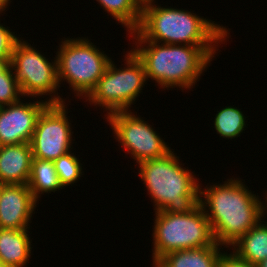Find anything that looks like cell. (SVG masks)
I'll list each match as a JSON object with an SVG mask.
<instances>
[{
    "label": "cell",
    "instance_id": "obj_22",
    "mask_svg": "<svg viewBox=\"0 0 267 267\" xmlns=\"http://www.w3.org/2000/svg\"><path fill=\"white\" fill-rule=\"evenodd\" d=\"M2 14V11H0ZM0 23V58H12V53L16 43L21 39L11 32L10 27H5Z\"/></svg>",
    "mask_w": 267,
    "mask_h": 267
},
{
    "label": "cell",
    "instance_id": "obj_10",
    "mask_svg": "<svg viewBox=\"0 0 267 267\" xmlns=\"http://www.w3.org/2000/svg\"><path fill=\"white\" fill-rule=\"evenodd\" d=\"M66 106L49 104L40 114L30 141L33 158L55 161L73 149L75 139Z\"/></svg>",
    "mask_w": 267,
    "mask_h": 267
},
{
    "label": "cell",
    "instance_id": "obj_19",
    "mask_svg": "<svg viewBox=\"0 0 267 267\" xmlns=\"http://www.w3.org/2000/svg\"><path fill=\"white\" fill-rule=\"evenodd\" d=\"M214 118V128L220 137L226 139H234L241 135L246 128L247 121L243 112L232 106H226Z\"/></svg>",
    "mask_w": 267,
    "mask_h": 267
},
{
    "label": "cell",
    "instance_id": "obj_24",
    "mask_svg": "<svg viewBox=\"0 0 267 267\" xmlns=\"http://www.w3.org/2000/svg\"><path fill=\"white\" fill-rule=\"evenodd\" d=\"M134 4L142 11L144 8L153 5L154 0H132Z\"/></svg>",
    "mask_w": 267,
    "mask_h": 267
},
{
    "label": "cell",
    "instance_id": "obj_5",
    "mask_svg": "<svg viewBox=\"0 0 267 267\" xmlns=\"http://www.w3.org/2000/svg\"><path fill=\"white\" fill-rule=\"evenodd\" d=\"M154 219L153 266L170 252L213 246L216 243L210 222L200 204L187 213L155 211Z\"/></svg>",
    "mask_w": 267,
    "mask_h": 267
},
{
    "label": "cell",
    "instance_id": "obj_1",
    "mask_svg": "<svg viewBox=\"0 0 267 267\" xmlns=\"http://www.w3.org/2000/svg\"><path fill=\"white\" fill-rule=\"evenodd\" d=\"M238 178L224 184L200 186L199 204L208 218L217 244L229 248L264 216V202Z\"/></svg>",
    "mask_w": 267,
    "mask_h": 267
},
{
    "label": "cell",
    "instance_id": "obj_29",
    "mask_svg": "<svg viewBox=\"0 0 267 267\" xmlns=\"http://www.w3.org/2000/svg\"><path fill=\"white\" fill-rule=\"evenodd\" d=\"M4 185H5V183L0 181V195H1V192H2V190L4 188Z\"/></svg>",
    "mask_w": 267,
    "mask_h": 267
},
{
    "label": "cell",
    "instance_id": "obj_7",
    "mask_svg": "<svg viewBox=\"0 0 267 267\" xmlns=\"http://www.w3.org/2000/svg\"><path fill=\"white\" fill-rule=\"evenodd\" d=\"M124 58V68H117L115 62L110 61L95 88L85 98V102L88 101L90 105L105 109V117L117 111H128L146 86L142 61L132 50L127 51Z\"/></svg>",
    "mask_w": 267,
    "mask_h": 267
},
{
    "label": "cell",
    "instance_id": "obj_13",
    "mask_svg": "<svg viewBox=\"0 0 267 267\" xmlns=\"http://www.w3.org/2000/svg\"><path fill=\"white\" fill-rule=\"evenodd\" d=\"M32 158L30 143L0 146V181L28 184Z\"/></svg>",
    "mask_w": 267,
    "mask_h": 267
},
{
    "label": "cell",
    "instance_id": "obj_23",
    "mask_svg": "<svg viewBox=\"0 0 267 267\" xmlns=\"http://www.w3.org/2000/svg\"><path fill=\"white\" fill-rule=\"evenodd\" d=\"M227 251H222L217 267H256V265L239 258L233 251L229 254Z\"/></svg>",
    "mask_w": 267,
    "mask_h": 267
},
{
    "label": "cell",
    "instance_id": "obj_4",
    "mask_svg": "<svg viewBox=\"0 0 267 267\" xmlns=\"http://www.w3.org/2000/svg\"><path fill=\"white\" fill-rule=\"evenodd\" d=\"M182 165L174 150L138 163V175L154 202V211L187 213L199 205L201 183L194 171Z\"/></svg>",
    "mask_w": 267,
    "mask_h": 267
},
{
    "label": "cell",
    "instance_id": "obj_6",
    "mask_svg": "<svg viewBox=\"0 0 267 267\" xmlns=\"http://www.w3.org/2000/svg\"><path fill=\"white\" fill-rule=\"evenodd\" d=\"M57 70L59 85L67 82L77 99L86 98L103 76L112 58L88 37L64 38L59 43Z\"/></svg>",
    "mask_w": 267,
    "mask_h": 267
},
{
    "label": "cell",
    "instance_id": "obj_20",
    "mask_svg": "<svg viewBox=\"0 0 267 267\" xmlns=\"http://www.w3.org/2000/svg\"><path fill=\"white\" fill-rule=\"evenodd\" d=\"M71 152L60 156L54 161L60 184L64 189L67 186H72L75 182L77 183V180L84 173L81 160Z\"/></svg>",
    "mask_w": 267,
    "mask_h": 267
},
{
    "label": "cell",
    "instance_id": "obj_11",
    "mask_svg": "<svg viewBox=\"0 0 267 267\" xmlns=\"http://www.w3.org/2000/svg\"><path fill=\"white\" fill-rule=\"evenodd\" d=\"M48 101L16 103L0 107V146L30 143L37 120Z\"/></svg>",
    "mask_w": 267,
    "mask_h": 267
},
{
    "label": "cell",
    "instance_id": "obj_12",
    "mask_svg": "<svg viewBox=\"0 0 267 267\" xmlns=\"http://www.w3.org/2000/svg\"><path fill=\"white\" fill-rule=\"evenodd\" d=\"M37 202L28 184H5L0 195V228L29 229Z\"/></svg>",
    "mask_w": 267,
    "mask_h": 267
},
{
    "label": "cell",
    "instance_id": "obj_28",
    "mask_svg": "<svg viewBox=\"0 0 267 267\" xmlns=\"http://www.w3.org/2000/svg\"><path fill=\"white\" fill-rule=\"evenodd\" d=\"M256 267H267V258L256 265Z\"/></svg>",
    "mask_w": 267,
    "mask_h": 267
},
{
    "label": "cell",
    "instance_id": "obj_17",
    "mask_svg": "<svg viewBox=\"0 0 267 267\" xmlns=\"http://www.w3.org/2000/svg\"><path fill=\"white\" fill-rule=\"evenodd\" d=\"M28 187L37 201L41 194L64 189L60 184L54 161L32 158Z\"/></svg>",
    "mask_w": 267,
    "mask_h": 267
},
{
    "label": "cell",
    "instance_id": "obj_9",
    "mask_svg": "<svg viewBox=\"0 0 267 267\" xmlns=\"http://www.w3.org/2000/svg\"><path fill=\"white\" fill-rule=\"evenodd\" d=\"M130 110L109 114L106 121L113 131V136L138 163L155 159L170 152L171 147L159 133L145 120Z\"/></svg>",
    "mask_w": 267,
    "mask_h": 267
},
{
    "label": "cell",
    "instance_id": "obj_18",
    "mask_svg": "<svg viewBox=\"0 0 267 267\" xmlns=\"http://www.w3.org/2000/svg\"><path fill=\"white\" fill-rule=\"evenodd\" d=\"M105 12L126 27L127 33L135 31L141 20V10L132 0H96Z\"/></svg>",
    "mask_w": 267,
    "mask_h": 267
},
{
    "label": "cell",
    "instance_id": "obj_21",
    "mask_svg": "<svg viewBox=\"0 0 267 267\" xmlns=\"http://www.w3.org/2000/svg\"><path fill=\"white\" fill-rule=\"evenodd\" d=\"M21 96L22 93L10 65L0 74V107L18 102Z\"/></svg>",
    "mask_w": 267,
    "mask_h": 267
},
{
    "label": "cell",
    "instance_id": "obj_15",
    "mask_svg": "<svg viewBox=\"0 0 267 267\" xmlns=\"http://www.w3.org/2000/svg\"><path fill=\"white\" fill-rule=\"evenodd\" d=\"M222 245L184 249L163 256L153 267H217Z\"/></svg>",
    "mask_w": 267,
    "mask_h": 267
},
{
    "label": "cell",
    "instance_id": "obj_14",
    "mask_svg": "<svg viewBox=\"0 0 267 267\" xmlns=\"http://www.w3.org/2000/svg\"><path fill=\"white\" fill-rule=\"evenodd\" d=\"M29 229L0 228V259L7 267H26L32 251Z\"/></svg>",
    "mask_w": 267,
    "mask_h": 267
},
{
    "label": "cell",
    "instance_id": "obj_26",
    "mask_svg": "<svg viewBox=\"0 0 267 267\" xmlns=\"http://www.w3.org/2000/svg\"><path fill=\"white\" fill-rule=\"evenodd\" d=\"M10 0H0V11H7L6 9L9 8Z\"/></svg>",
    "mask_w": 267,
    "mask_h": 267
},
{
    "label": "cell",
    "instance_id": "obj_2",
    "mask_svg": "<svg viewBox=\"0 0 267 267\" xmlns=\"http://www.w3.org/2000/svg\"><path fill=\"white\" fill-rule=\"evenodd\" d=\"M133 44L135 46L131 50L142 61L147 80L150 78L164 90L194 88L219 50V46L162 44L154 41H135Z\"/></svg>",
    "mask_w": 267,
    "mask_h": 267
},
{
    "label": "cell",
    "instance_id": "obj_30",
    "mask_svg": "<svg viewBox=\"0 0 267 267\" xmlns=\"http://www.w3.org/2000/svg\"><path fill=\"white\" fill-rule=\"evenodd\" d=\"M0 267H7L4 263H3V261L0 259Z\"/></svg>",
    "mask_w": 267,
    "mask_h": 267
},
{
    "label": "cell",
    "instance_id": "obj_8",
    "mask_svg": "<svg viewBox=\"0 0 267 267\" xmlns=\"http://www.w3.org/2000/svg\"><path fill=\"white\" fill-rule=\"evenodd\" d=\"M20 39L13 50L10 65L18 82L22 98L49 96V104H62L66 101L58 95L61 87L58 80L57 57L49 62L44 54ZM52 94V95H51ZM44 95V96H43Z\"/></svg>",
    "mask_w": 267,
    "mask_h": 267
},
{
    "label": "cell",
    "instance_id": "obj_3",
    "mask_svg": "<svg viewBox=\"0 0 267 267\" xmlns=\"http://www.w3.org/2000/svg\"><path fill=\"white\" fill-rule=\"evenodd\" d=\"M185 9L154 3L141 11L138 28L128 33L134 41L162 44L218 46L229 39V28Z\"/></svg>",
    "mask_w": 267,
    "mask_h": 267
},
{
    "label": "cell",
    "instance_id": "obj_27",
    "mask_svg": "<svg viewBox=\"0 0 267 267\" xmlns=\"http://www.w3.org/2000/svg\"><path fill=\"white\" fill-rule=\"evenodd\" d=\"M265 195V199L263 198V200H265V201H263V202H265L264 203V216H266V214H267V191H265V193H264Z\"/></svg>",
    "mask_w": 267,
    "mask_h": 267
},
{
    "label": "cell",
    "instance_id": "obj_16",
    "mask_svg": "<svg viewBox=\"0 0 267 267\" xmlns=\"http://www.w3.org/2000/svg\"><path fill=\"white\" fill-rule=\"evenodd\" d=\"M230 247L239 258L253 265L265 260L267 258V222H264V218Z\"/></svg>",
    "mask_w": 267,
    "mask_h": 267
},
{
    "label": "cell",
    "instance_id": "obj_25",
    "mask_svg": "<svg viewBox=\"0 0 267 267\" xmlns=\"http://www.w3.org/2000/svg\"><path fill=\"white\" fill-rule=\"evenodd\" d=\"M11 58H0V74L10 66Z\"/></svg>",
    "mask_w": 267,
    "mask_h": 267
}]
</instances>
